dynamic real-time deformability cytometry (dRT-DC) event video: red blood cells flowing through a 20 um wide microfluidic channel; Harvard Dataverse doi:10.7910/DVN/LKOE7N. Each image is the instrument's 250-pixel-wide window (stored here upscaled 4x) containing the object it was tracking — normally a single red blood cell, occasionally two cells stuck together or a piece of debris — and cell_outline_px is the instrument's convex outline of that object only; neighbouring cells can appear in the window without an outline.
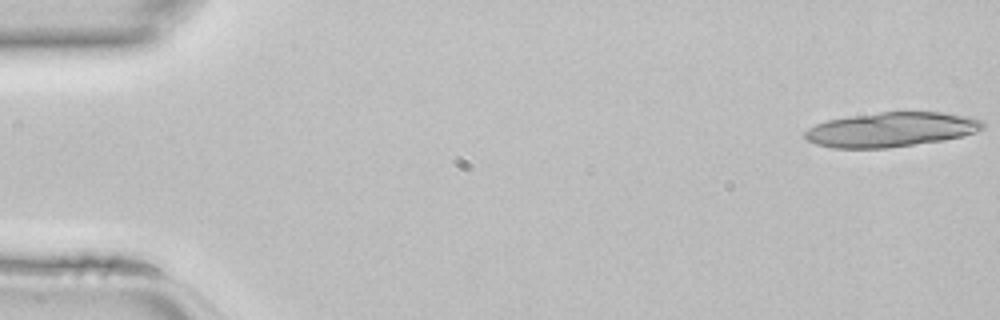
{"species": "common noctule bat (a hibernating species)", "species_latin": "Nyctalus noctula", "temperature_condition": "room temperature", "stored_images_in_passage": 18, "camera_frame_rate_fps": 3000, "um_per_image_px": 0.085, "animal": {"sex": "female", "body_mass_g": 22.7, "forearm_length_mm": 54.2}, "frame": {"image": 1, "passage_image": 1, "time_ms": 0.0, "image_size_px": [1000, 320], "cell_outline_px": [[984, 128], [976, 132], [944, 140], [888, 148], [832, 148], [816, 144], [808, 140], [804, 136], [804, 132], [808, 128], [816, 124], [828, 120], [848, 116], [880, 112], [940, 112], [968, 116], [980, 120], [984, 124]], "centroid_in_image_um": [75.73, 11.01], "position_along_channel_um": 9.3, "area_um2": 35.78}}